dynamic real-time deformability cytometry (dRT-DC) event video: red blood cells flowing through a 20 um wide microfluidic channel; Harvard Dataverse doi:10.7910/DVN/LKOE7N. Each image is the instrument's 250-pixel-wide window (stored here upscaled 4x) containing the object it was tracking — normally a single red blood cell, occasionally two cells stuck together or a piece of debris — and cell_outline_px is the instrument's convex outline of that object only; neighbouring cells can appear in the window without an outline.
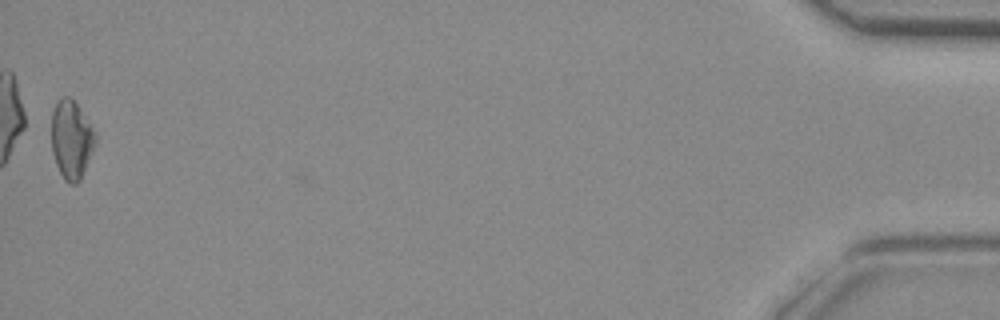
{"species": "common noctule bat (a hibernating species)", "species_latin": "Nyctalus noctula", "temperature_condition": "room temperature", "stored_images_in_passage": 39, "camera_frame_rate_fps": 3000, "um_per_image_px": 0.085, "animal": {"sex": "female", "body_mass_g": 29.2, "forearm_length_mm": 56.3}, "frame": {"image": 1, "passage_image": 39, "time_ms": 12.667, "image_size_px": [1000, 320], "cell_outline_px": [[96, 144], [80, 180], [76, 184], [68, 184], [64, 180], [56, 164], [52, 152], [52, 112], [56, 104], [64, 96], [68, 96], [76, 104], [96, 132]], "centroid_in_image_um": [6.08, 11.9], "position_along_channel_um": 429.1, "area_um2": 19.88}}